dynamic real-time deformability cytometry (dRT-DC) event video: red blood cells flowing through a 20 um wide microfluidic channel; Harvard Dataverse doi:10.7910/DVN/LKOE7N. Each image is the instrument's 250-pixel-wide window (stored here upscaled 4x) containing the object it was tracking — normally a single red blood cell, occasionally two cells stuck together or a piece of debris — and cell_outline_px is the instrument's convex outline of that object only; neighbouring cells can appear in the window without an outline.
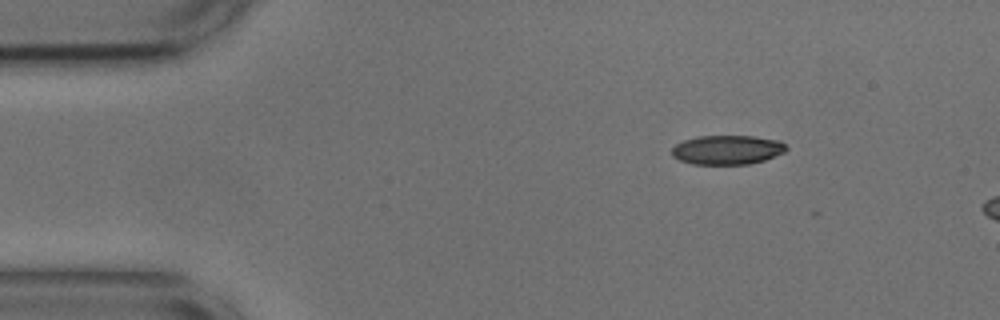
{"species": "common noctule bat (a hibernating species)", "species_latin": "Nyctalus noctula", "temperature_condition": "cold", "stored_images_in_passage": 6, "camera_frame_rate_fps": 3000, "um_per_image_px": 0.085, "animal": {"sex": "male", "body_mass_g": 17.9, "forearm_length_mm": 54.2}, "frame": {"image": 1, "passage_image": 1, "time_ms": 0.0, "image_size_px": [1000, 320], "cell_outline_px": [[788, 148], [784, 152], [764, 160], [748, 164], [692, 164], [680, 160], [672, 156], [672, 148], [676, 144], [684, 140], [700, 136], [752, 136], [780, 140]], "centroid_in_image_um": [61.81, 12.73], "position_along_channel_um": 23.2, "area_um2": 19.42}}